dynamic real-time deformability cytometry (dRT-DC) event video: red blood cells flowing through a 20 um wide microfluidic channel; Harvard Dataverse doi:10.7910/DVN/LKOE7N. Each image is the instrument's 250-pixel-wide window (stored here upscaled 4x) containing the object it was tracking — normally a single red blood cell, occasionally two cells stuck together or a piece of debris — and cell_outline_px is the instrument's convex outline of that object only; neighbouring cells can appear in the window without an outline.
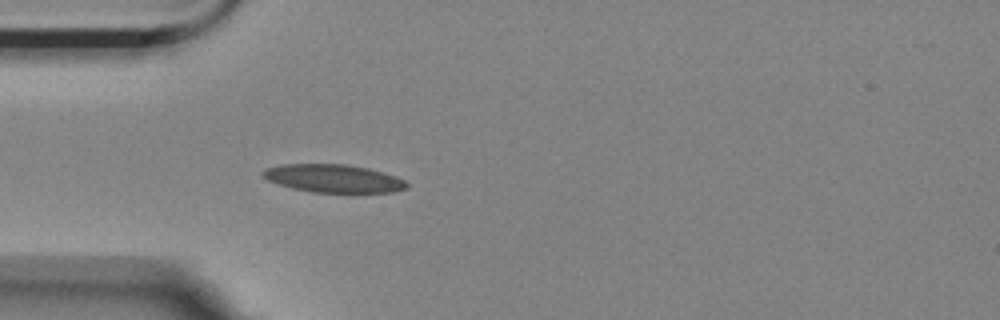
{"species": "Egyptian fruit bat (a non-hibernating species)", "species_latin": "Rousettus aegyptiacus", "temperature_condition": "room temperature", "stored_images_in_passage": 3, "camera_frame_rate_fps": 3000, "um_per_image_px": 0.085, "animal": {"sex": "female"}, "frame": {"image": 1, "passage_image": 3, "time_ms": 0.667, "image_size_px": [1000, 320], "cell_outline_px": [[408, 188], [392, 192], [312, 192], [292, 188], [268, 180], [260, 176], [260, 172], [268, 168], [280, 164], [348, 164], [368, 168], [384, 172], [396, 176], [404, 180], [408, 184]], "centroid_in_image_um": [28.34, 15.16], "position_along_channel_um": 56.7, "area_um2": 23.52}}